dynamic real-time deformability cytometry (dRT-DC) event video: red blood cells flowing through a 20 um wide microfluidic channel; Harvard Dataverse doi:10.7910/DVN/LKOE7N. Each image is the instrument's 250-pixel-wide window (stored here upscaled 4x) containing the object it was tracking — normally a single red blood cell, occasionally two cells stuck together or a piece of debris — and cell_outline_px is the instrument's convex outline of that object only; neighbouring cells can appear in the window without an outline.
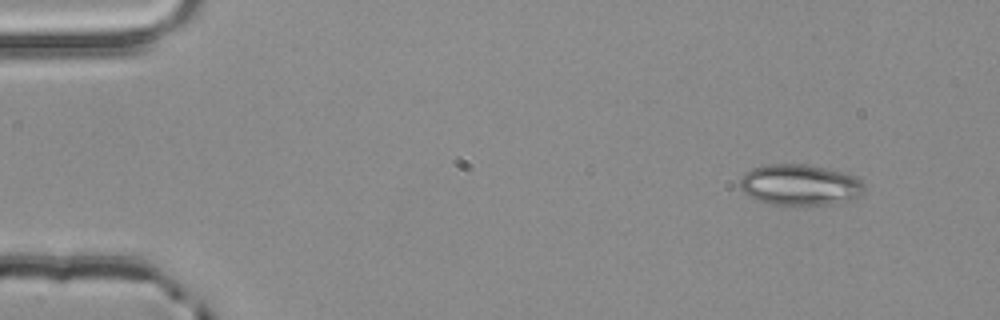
{"species": "common noctule bat (a hibernating species)", "species_latin": "Nyctalus noctula", "temperature_condition": "room temperature", "stored_images_in_passage": 2, "camera_frame_rate_fps": 3000, "um_per_image_px": 0.085, "animal": {"sex": "male", "body_mass_g": 20.4}, "frame": {"image": 1, "passage_image": 1, "time_ms": 0.0, "image_size_px": [1000, 320], "cell_outline_px": [[864, 192], [860, 196], [848, 200], [828, 204], [768, 204], [748, 196], [740, 188], [740, 180], [752, 168], [768, 164], [804, 164], [824, 168], [856, 176], [864, 184]], "centroid_in_image_um": [67.99, 15.71], "position_along_channel_um": 17.0, "area_um2": 29.3}}